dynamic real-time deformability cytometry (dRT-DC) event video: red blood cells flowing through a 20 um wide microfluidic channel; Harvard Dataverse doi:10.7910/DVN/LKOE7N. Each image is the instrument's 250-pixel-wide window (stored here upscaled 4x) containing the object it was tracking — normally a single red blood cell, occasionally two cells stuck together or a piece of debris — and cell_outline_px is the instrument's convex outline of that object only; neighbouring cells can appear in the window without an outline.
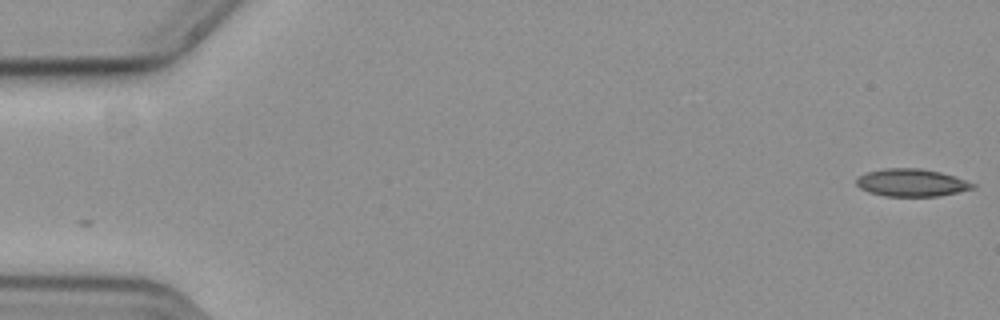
{"species": "common noctule bat (a hibernating species)", "species_latin": "Nyctalus noctula", "temperature_condition": "cold", "stored_images_in_passage": 54, "camera_frame_rate_fps": 3000, "um_per_image_px": 0.085, "animal": {"sex": "female", "body_mass_g": 19.3, "forearm_length_mm": 54.1}, "frame": {"image": 1, "passage_image": 1, "time_ms": 0.0, "image_size_px": [1000, 320], "cell_outline_px": [[976, 188], [940, 196], [884, 196], [868, 192], [860, 188], [856, 184], [856, 180], [860, 176], [868, 172], [884, 168], [920, 168], [940, 172], [976, 184]], "centroid_in_image_um": [77.48, 15.53], "position_along_channel_um": 7.5, "area_um2": 18.61}}
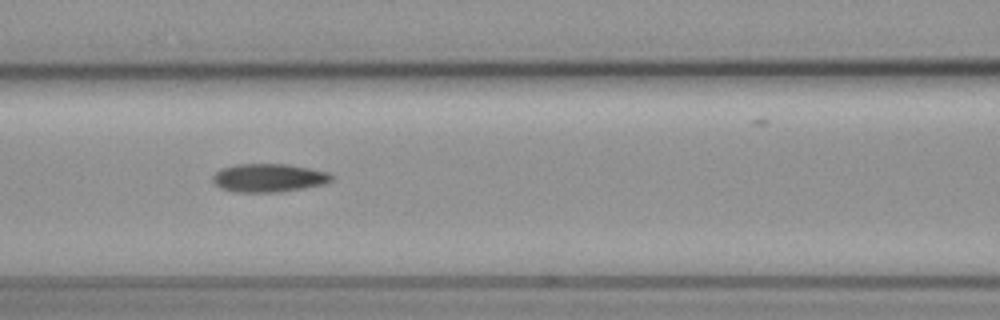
{"frame": {"image": 2, "passage_image": 25, "time_ms": 8.0, "image_size_px": [1000, 320], "cell_outline_px": [[332, 180], [324, 184], [304, 188], [280, 192], [236, 192], [220, 188], [212, 180], [212, 176], [220, 168], [236, 164], [288, 164], [328, 172], [332, 176]], "centroid_in_image_um": [22.82, 15.12], "position_along_channel_um": 143.8, "area_um2": 19.65}}
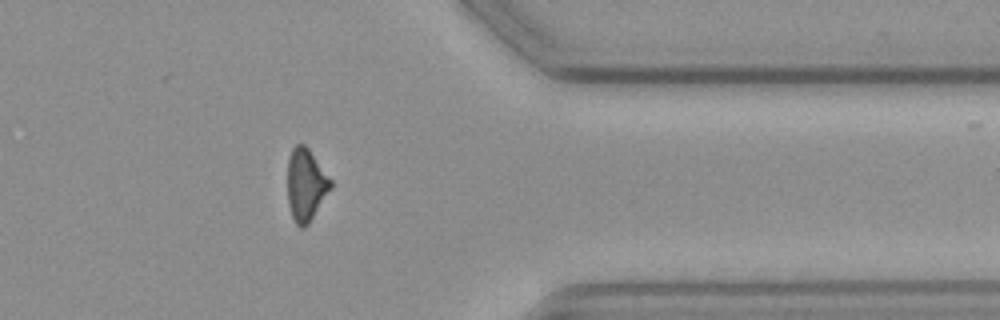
{"frame": {"image": 3, "passage_image": 46, "time_ms": 15.0, "image_size_px": [1000, 320], "cell_outline_px": [[332, 188], [308, 224], [304, 228], [300, 228], [296, 224], [292, 216], [288, 204], [288, 160], [292, 148], [296, 144], [304, 144], [308, 148], [332, 180]], "centroid_in_image_um": [26.0, 15.71], "position_along_channel_um": 385.4, "area_um2": 18.15}, "authors_computed_cell_mechanics": {"area_um2": 19.1029, "velocity_mm_per_s": 3.6682, "shape_relaxation_time_tau1_ms": 5.2323, "shape_relaxation_time_tau2_ms": 4.1406, "deformation_change_tau1": 0.1518, "deformation_change_tau2": 0.1097}}